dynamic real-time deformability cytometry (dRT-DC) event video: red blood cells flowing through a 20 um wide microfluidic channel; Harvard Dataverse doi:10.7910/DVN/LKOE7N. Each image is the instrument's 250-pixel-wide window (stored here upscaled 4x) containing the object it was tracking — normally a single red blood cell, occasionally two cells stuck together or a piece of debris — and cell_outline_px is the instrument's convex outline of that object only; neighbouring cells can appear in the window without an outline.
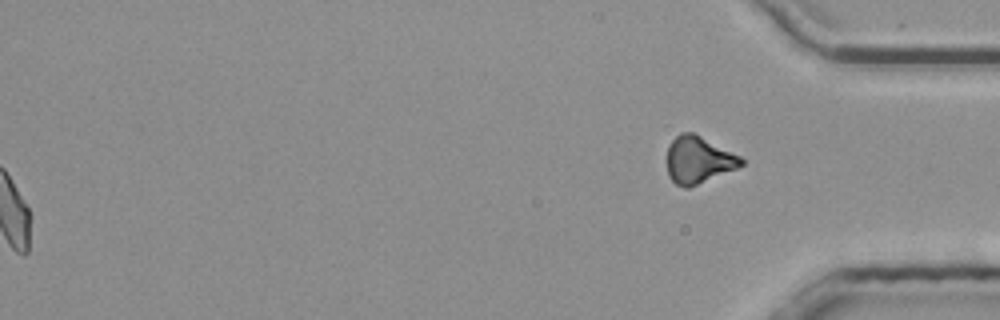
{"species": "common noctule bat (a hibernating species)", "species_latin": "Nyctalus noctula", "temperature_condition": "room temperature", "stored_images_in_passage": 55, "segment_of_instrument_passage": [2, 2], "camera_frame_rate_fps": 3000, "um_per_image_px": 0.085, "animal": {"sex": "male", "body_mass_g": 20.4}, "frame": {"image": 1, "passage_image": 55, "time_ms": 18.0, "image_size_px": [1000, 320], "cell_outline_px": [[744, 164], [736, 168], [688, 188], [684, 188], [676, 184], [668, 176], [668, 144], [680, 132], [692, 132], [740, 156], [744, 160]], "centroid_in_image_um": [59.34, 13.59], "position_along_channel_um": 375.9, "area_um2": 20.0}}